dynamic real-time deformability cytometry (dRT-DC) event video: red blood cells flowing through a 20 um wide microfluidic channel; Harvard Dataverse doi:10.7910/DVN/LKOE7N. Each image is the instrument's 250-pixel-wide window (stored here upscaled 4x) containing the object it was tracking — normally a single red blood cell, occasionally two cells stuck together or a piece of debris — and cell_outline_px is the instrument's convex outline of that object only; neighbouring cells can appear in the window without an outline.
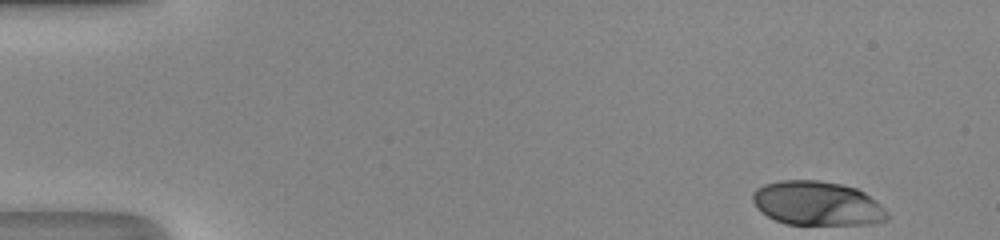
{"species": "human", "species_latin": "Homo sapiens", "temperature_condition": "room temperature", "stored_images_in_passage": 46, "camera_frame_rate_fps": 3000, "um_per_image_px": 0.085, "donor": {"sex": "male"}, "frame": {"image": 1, "passage_image": 1, "time_ms": 0.0, "image_size_px": [1000, 240], "cell_outline_px": [[888, 220], [868, 224], [784, 224], [768, 216], [756, 208], [752, 200], [752, 192], [756, 188], [764, 184], [780, 180], [820, 180], [840, 184], [856, 188], [864, 192], [884, 208], [888, 216]], "centroid_in_image_um": [69.42, 17.28], "position_along_channel_um": 15.6, "area_um2": 34.62}}
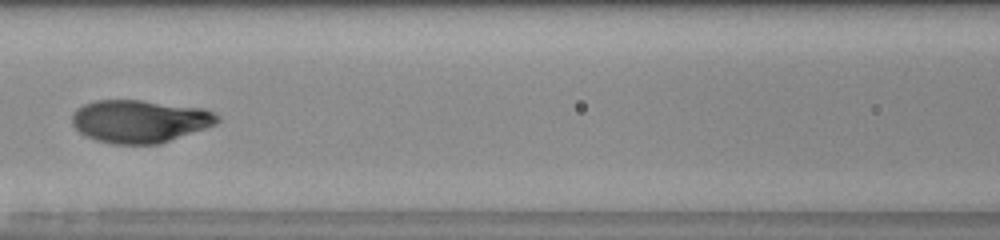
{"frame": {"image": 2, "passage_image": 20, "time_ms": 6.333, "image_size_px": [1000, 240], "cell_outline_px": [[220, 120], [216, 124], [160, 144], [112, 144], [96, 140], [80, 132], [72, 124], [72, 112], [76, 108], [84, 104], [96, 100], [140, 100], [204, 108], [220, 116]], "centroid_in_image_um": [11.87, 10.3], "position_along_channel_um": 154.7, "area_um2": 36.24}}
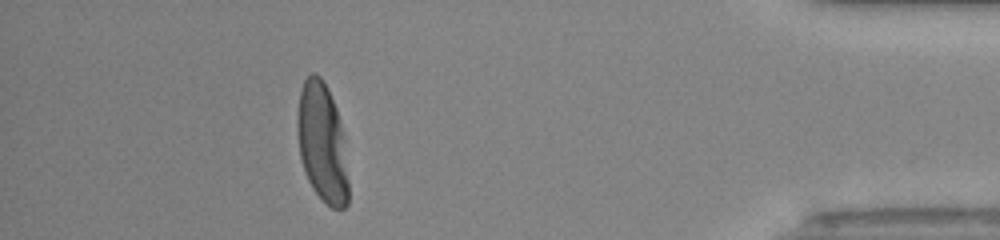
{"frame": {"image": 3, "passage_image": 41, "time_ms": 13.333, "image_size_px": [1000, 240], "cell_outline_px": [[348, 204], [344, 208], [332, 208], [312, 188], [304, 172], [300, 156], [296, 132], [296, 116], [300, 92], [304, 80], [312, 72], [316, 72], [320, 76], [336, 108], [340, 124], [348, 180]], "centroid_in_image_um": [27.34, 12.13], "position_along_channel_um": 407.9, "area_um2": 35.03}, "authors_computed_cell_mechanics": {"area_um2": 35.3736, "velocity_mm_per_s": 4.3094, "shape_relaxation_time_tau1_ms": 2.5344, "shape_relaxation_time_tau2_ms": null, "deformation_change_tau1": 0.1794, "deformation_change_tau2": null}}